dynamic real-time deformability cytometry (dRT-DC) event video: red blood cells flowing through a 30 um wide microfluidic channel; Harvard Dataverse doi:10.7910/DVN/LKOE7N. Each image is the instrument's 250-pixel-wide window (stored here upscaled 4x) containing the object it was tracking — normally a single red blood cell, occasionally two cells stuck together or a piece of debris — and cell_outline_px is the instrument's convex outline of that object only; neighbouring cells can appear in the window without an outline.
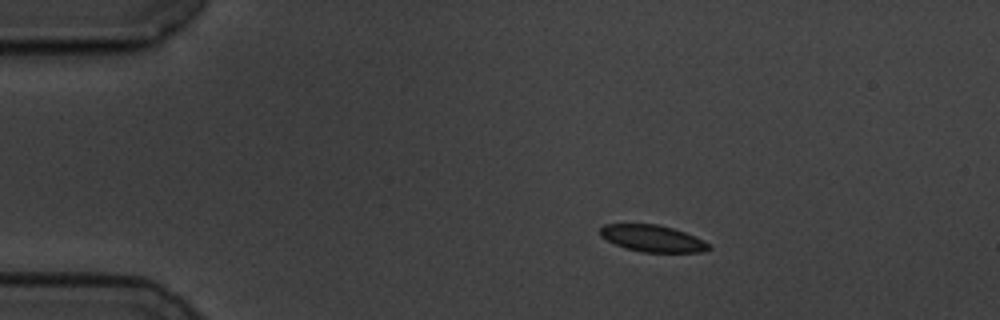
{"species": "common noctule bat (a hibernating species)", "species_latin": "Nyctalus noctula", "temperature_condition": "cold", "stored_images_in_passage": 48, "camera_frame_rate_fps": 3000, "um_per_image_px": 0.085, "animal": {"sex": "male", "body_mass_g": 19.5, "forearm_length_mm": 54.6}, "frame": {"image": 1, "passage_image": 1, "time_ms": 0.0, "image_size_px": [1000, 320], "cell_outline_px": [[712, 248], [704, 252], [640, 252], [624, 248], [600, 236], [600, 228], [604, 224], [656, 224], [672, 228], [684, 232], [704, 240]], "centroid_in_image_um": [55.46, 20.27], "position_along_channel_um": 29.5, "area_um2": 16.88}}
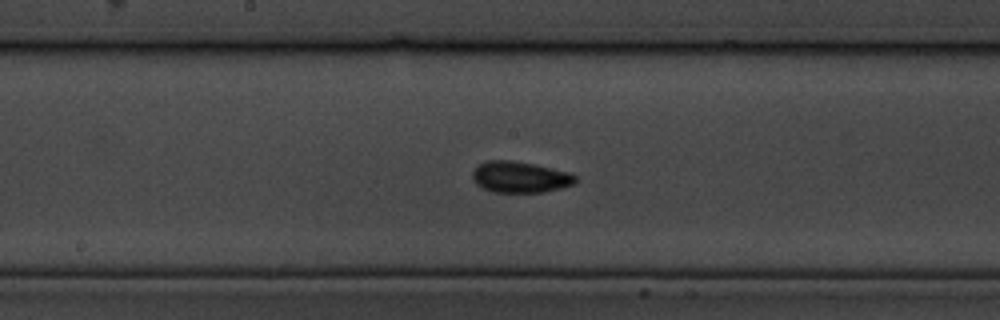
{"frame": {"image": 2, "passage_image": 21, "time_ms": 6.667, "image_size_px": [1000, 320], "cell_outline_px": [[576, 184], [560, 188], [540, 192], [492, 192], [476, 184], [472, 180], [472, 172], [480, 164], [488, 160], [512, 160], [536, 164], [568, 172], [576, 176]], "centroid_in_image_um": [44.2, 15.04], "position_along_channel_um": 204.0, "area_um2": 18.73}}
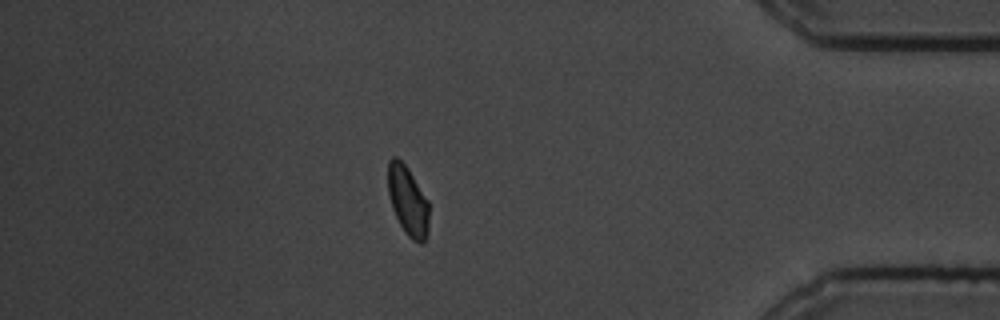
{"frame": {"image": 3, "passage_image": 41, "time_ms": 13.333, "image_size_px": [1000, 320], "cell_outline_px": [[428, 232], [424, 244], [420, 244], [412, 240], [404, 232], [392, 208], [388, 192], [388, 160], [392, 156], [396, 156], [408, 168], [428, 200]], "centroid_in_image_um": [34.67, 17.08], "position_along_channel_um": 400.5, "area_um2": 16.7}, "authors_computed_cell_mechanics": {"area_um2": 17.5134, "velocity_mm_per_s": 3.4789, "shape_relaxation_time_tau1_ms": 3.4684, "shape_relaxation_time_tau2_ms": 0.8288, "deformation_change_tau1": 0.106, "deformation_change_tau2": 0.0434}}